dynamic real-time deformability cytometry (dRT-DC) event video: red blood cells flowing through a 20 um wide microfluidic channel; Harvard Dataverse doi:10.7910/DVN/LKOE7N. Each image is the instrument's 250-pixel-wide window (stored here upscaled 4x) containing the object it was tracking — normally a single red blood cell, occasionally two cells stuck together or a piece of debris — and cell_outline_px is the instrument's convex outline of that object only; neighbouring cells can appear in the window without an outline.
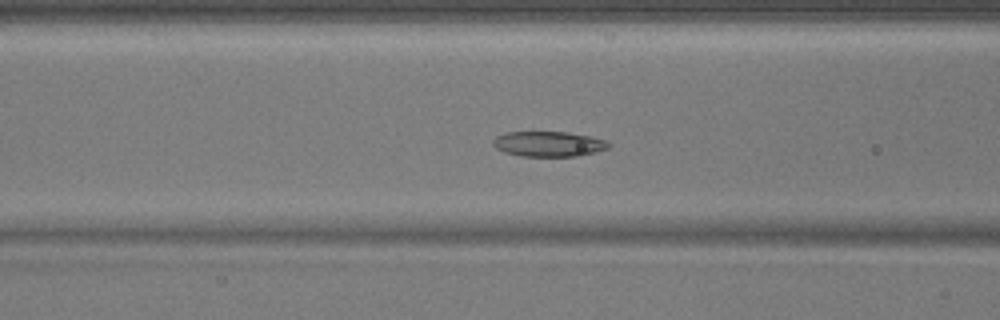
{"species": "common noctule bat (a hibernating species)", "species_latin": "Nyctalus noctula", "temperature_condition": "warm", "stored_images_in_passage": 54, "camera_frame_rate_fps": 3000, "um_per_image_px": 0.085, "animal": {"sex": "male", "body_mass_g": 17.9}, "frame": {"image": 1, "passage_image": 22, "time_ms": 7.0, "image_size_px": [1000, 320], "cell_outline_px": [[612, 144], [608, 148], [596, 152], [576, 156], [520, 156], [504, 152], [496, 148], [492, 144], [492, 140], [496, 136], [504, 132], [568, 132], [588, 136], [604, 140]], "centroid_in_image_um": [46.6, 12.23], "position_along_channel_um": 120.0, "area_um2": 16.99}}
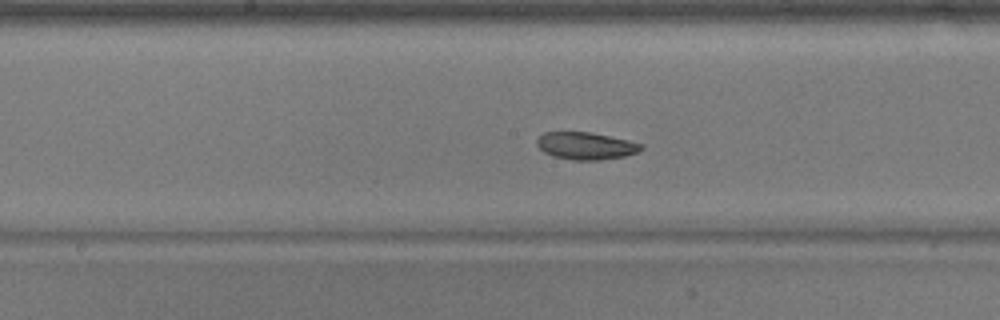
{"frame": {"image": 2, "passage_image": 28, "time_ms": 9.0, "image_size_px": [1000, 320], "cell_outline_px": [[644, 148], [640, 152], [624, 156], [600, 160], [572, 160], [552, 156], [544, 152], [536, 144], [536, 140], [544, 132], [592, 132], [628, 140], [644, 144]], "centroid_in_image_um": [49.83, 12.4], "position_along_channel_um": 198.4, "area_um2": 16.76}}
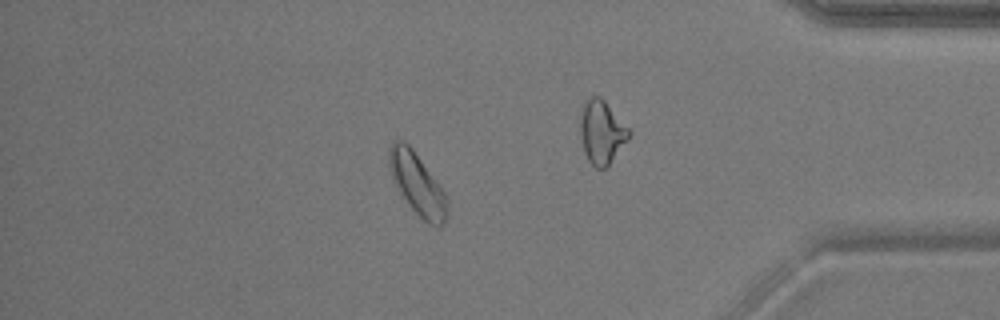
{"frame": {"image": 3, "passage_image": 46, "time_ms": 15.0, "image_size_px": [1000, 320], "cell_outline_px": [[448, 216], [440, 228], [436, 228], [428, 224], [408, 204], [400, 192], [392, 176], [388, 164], [388, 148], [392, 140], [404, 140], [412, 148], [444, 192], [448, 204]], "centroid_in_image_um": [35.46, 15.64], "position_along_channel_um": 399.7, "area_um2": 20.75}}